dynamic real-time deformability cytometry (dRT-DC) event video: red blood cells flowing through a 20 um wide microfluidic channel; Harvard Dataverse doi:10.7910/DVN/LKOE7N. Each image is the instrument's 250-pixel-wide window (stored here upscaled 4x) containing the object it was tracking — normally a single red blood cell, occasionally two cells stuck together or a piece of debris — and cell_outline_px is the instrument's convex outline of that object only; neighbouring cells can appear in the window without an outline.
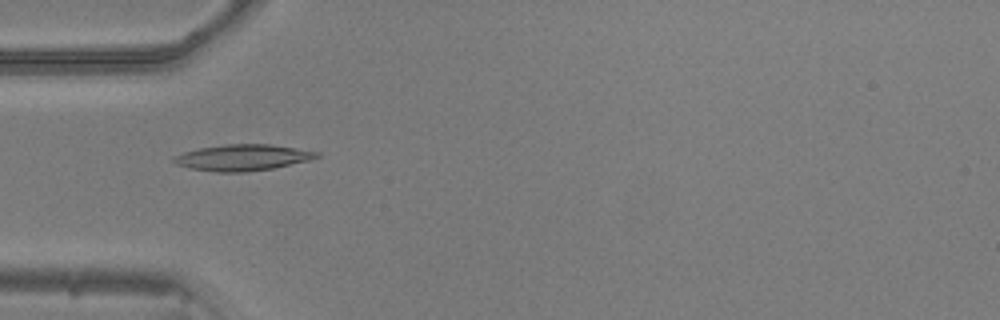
{"species": "common noctule bat (a hibernating species)", "species_latin": "Nyctalus noctula", "temperature_condition": "warm", "stored_images_in_passage": 52, "camera_frame_rate_fps": 3000, "um_per_image_px": 0.085, "animal": {"sex": "male", "body_mass_g": 20.5, "forearm_length_mm": 52.5}, "frame": {"image": 1, "passage_image": 16, "time_ms": 5.0, "image_size_px": [1000, 320], "cell_outline_px": [[320, 156], [308, 160], [272, 168], [248, 172], [216, 172], [192, 168], [176, 164], [172, 160], [172, 156], [184, 152], [200, 148], [224, 144], [268, 144], [320, 152]], "centroid_in_image_um": [20.59, 13.39], "position_along_channel_um": 64.4, "area_um2": 21.56}}
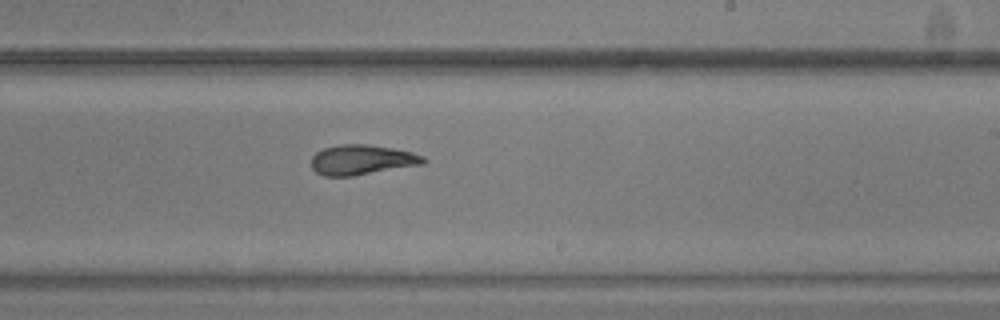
{"frame": {"image": 2, "passage_image": 31, "time_ms": 10.0, "image_size_px": [1000, 320], "cell_outline_px": [[428, 160], [424, 164], [352, 176], [324, 176], [316, 172], [312, 168], [312, 156], [316, 152], [324, 148], [340, 144], [368, 144], [392, 148], [412, 152], [424, 156]], "centroid_in_image_um": [30.78, 13.58], "position_along_channel_um": 258.2, "area_um2": 19.65}}
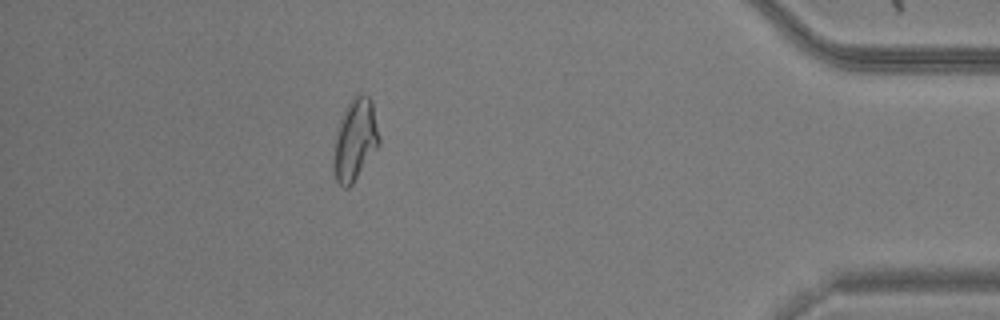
{"frame": {"image": 3, "passage_image": 46, "time_ms": 15.0, "image_size_px": [1000, 320], "cell_outline_px": [[380, 144], [352, 184], [348, 188], [344, 188], [336, 180], [332, 164], [336, 132], [340, 120], [352, 96], [360, 92], [364, 92], [372, 100], [380, 136]], "centroid_in_image_um": [30.19, 11.85], "position_along_channel_um": 405.0, "area_um2": 21.85}, "authors_computed_cell_mechanics": {"area_um2": 20.4034, "velocity_mm_per_s": 3.8783, "shape_relaxation_time_tau1_ms": 6.8872, "shape_relaxation_time_tau2_ms": 2.951, "deformation_change_tau1": 0.2272, "deformation_change_tau2": 0.1113}}